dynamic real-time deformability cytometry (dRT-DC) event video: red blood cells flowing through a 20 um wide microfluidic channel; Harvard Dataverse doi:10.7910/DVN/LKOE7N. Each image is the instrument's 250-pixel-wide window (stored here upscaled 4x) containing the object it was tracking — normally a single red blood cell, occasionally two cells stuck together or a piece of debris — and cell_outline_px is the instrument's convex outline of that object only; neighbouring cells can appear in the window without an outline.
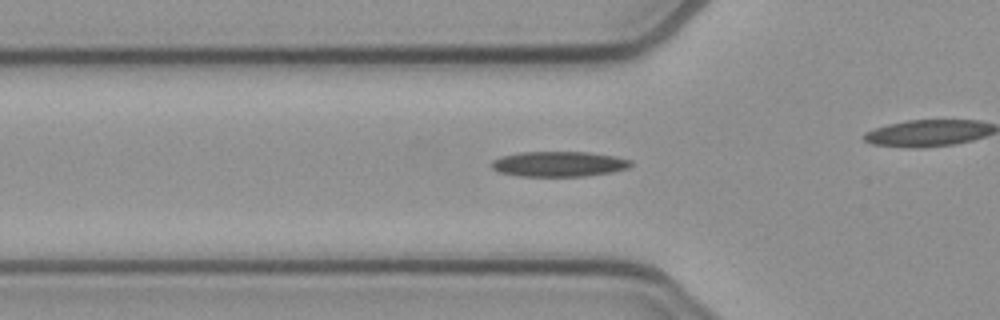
{"species": "common noctule bat (a hibernating species)", "species_latin": "Nyctalus noctula", "temperature_condition": "cold", "stored_images_in_passage": 36, "camera_frame_rate_fps": 3000, "um_per_image_px": 0.085, "animal": {"sex": "female", "body_mass_g": 21.9}, "frame": {"image": 1, "passage_image": 12, "time_ms": 3.667, "image_size_px": [1000, 320], "cell_outline_px": [[632, 164], [628, 168], [612, 172], [584, 176], [516, 176], [500, 172], [492, 168], [492, 160], [500, 156], [520, 152], [588, 152], [616, 156], [632, 160]], "centroid_in_image_um": [47.51, 13.93], "position_along_channel_um": 78.3, "area_um2": 20.58}}
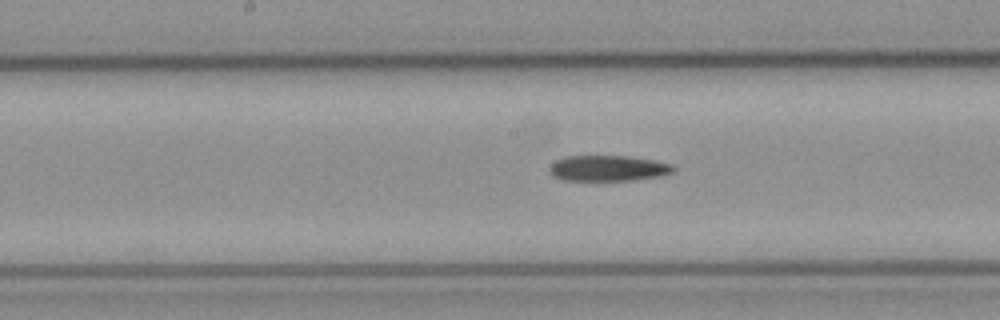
{"frame": {"image": 2, "passage_image": 21, "time_ms": 6.667, "image_size_px": [1000, 320], "cell_outline_px": [[676, 168], [672, 172], [660, 176], [632, 180], [564, 180], [552, 176], [548, 172], [548, 168], [556, 160], [568, 156], [628, 156], [652, 160], [672, 164]], "centroid_in_image_um": [51.66, 14.3], "position_along_channel_um": 196.5, "area_um2": 18.5}}
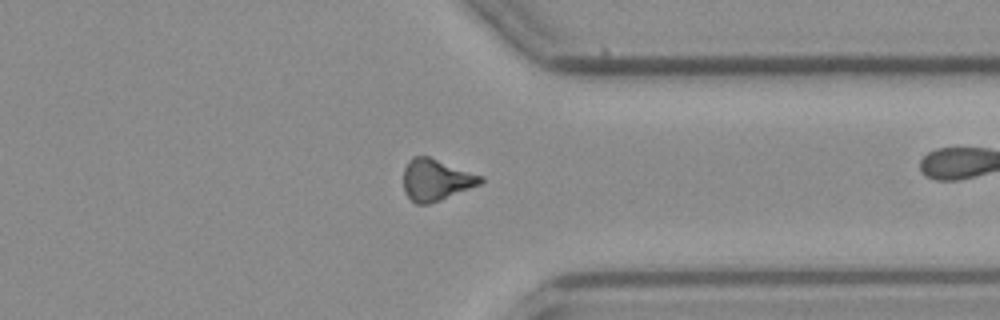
{"frame": {"image": 3, "passage_image": 35, "time_ms": 11.333, "image_size_px": [1000, 320], "cell_outline_px": [[484, 180], [480, 184], [440, 200], [428, 204], [416, 204], [404, 192], [404, 168], [408, 160], [412, 156], [428, 156], [484, 176]], "centroid_in_image_um": [37.05, 15.27], "position_along_channel_um": 374.3, "area_um2": 18.61}}